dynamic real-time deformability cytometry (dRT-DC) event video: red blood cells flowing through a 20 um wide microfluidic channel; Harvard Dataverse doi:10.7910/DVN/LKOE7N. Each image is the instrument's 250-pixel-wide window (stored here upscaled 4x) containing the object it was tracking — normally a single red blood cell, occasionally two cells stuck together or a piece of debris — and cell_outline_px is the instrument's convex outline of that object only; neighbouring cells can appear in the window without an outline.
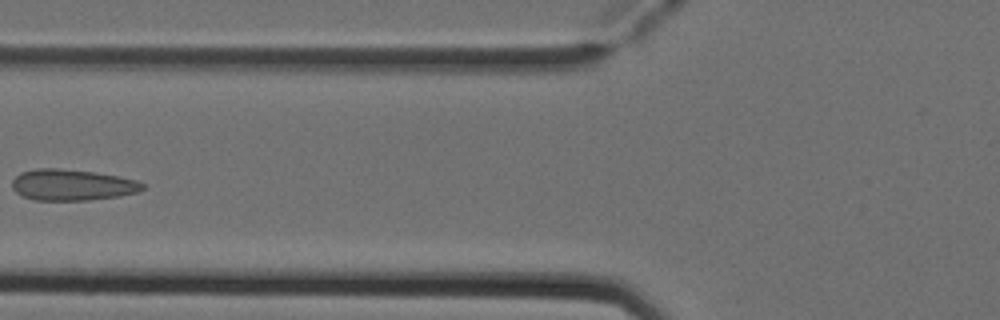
{"species": "Egyptian fruit bat (a non-hibernating species)", "species_latin": "Rousettus aegyptiacus", "temperature_condition": "cold", "stored_images_in_passage": 5, "camera_frame_rate_fps": 3000, "um_per_image_px": 0.085, "animal": {"sex": "female"}, "frame": {"image": 1, "passage_image": 5, "time_ms": 1.333, "image_size_px": [1000, 320], "cell_outline_px": [[144, 188], [140, 192], [120, 196], [88, 200], [36, 200], [24, 196], [16, 192], [12, 188], [12, 180], [20, 172], [36, 168], [56, 168], [96, 172], [120, 176], [136, 180], [144, 184]], "centroid_in_image_um": [6.15, 15.71], "position_along_channel_um": 119.7, "area_um2": 23.81}}